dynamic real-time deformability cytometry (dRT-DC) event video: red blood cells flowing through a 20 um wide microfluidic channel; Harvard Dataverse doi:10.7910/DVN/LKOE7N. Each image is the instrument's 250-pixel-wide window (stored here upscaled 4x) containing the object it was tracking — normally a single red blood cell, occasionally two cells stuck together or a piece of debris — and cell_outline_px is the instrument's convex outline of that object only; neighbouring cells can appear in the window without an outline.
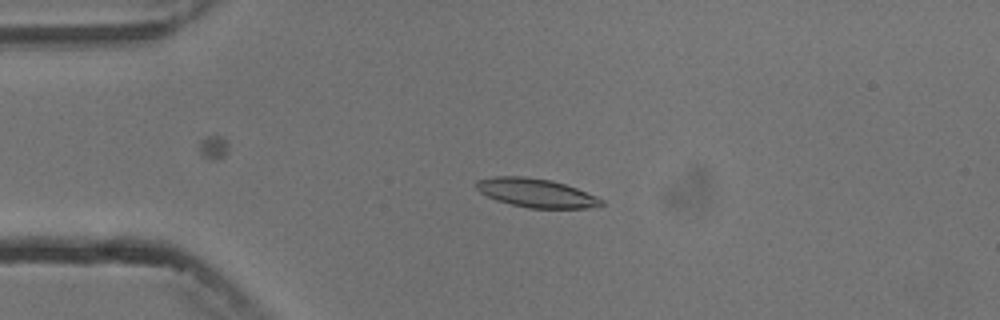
{"species": "common noctule bat (a hibernating species)", "species_latin": "Nyctalus noctula", "temperature_condition": "cold", "stored_images_in_passage": 4, "camera_frame_rate_fps": 3000, "um_per_image_px": 0.085, "animal": {"sex": "male", "body_mass_g": 13.3}, "frame": {"image": 1, "passage_image": 3, "time_ms": 2.333, "image_size_px": [1000, 320], "cell_outline_px": [[604, 204], [588, 208], [528, 208], [496, 200], [480, 192], [476, 188], [476, 180], [496, 176], [524, 176], [552, 180], [576, 188], [596, 196], [604, 200]], "centroid_in_image_um": [45.56, 16.39], "position_along_channel_um": 39.4, "area_um2": 20.87}}